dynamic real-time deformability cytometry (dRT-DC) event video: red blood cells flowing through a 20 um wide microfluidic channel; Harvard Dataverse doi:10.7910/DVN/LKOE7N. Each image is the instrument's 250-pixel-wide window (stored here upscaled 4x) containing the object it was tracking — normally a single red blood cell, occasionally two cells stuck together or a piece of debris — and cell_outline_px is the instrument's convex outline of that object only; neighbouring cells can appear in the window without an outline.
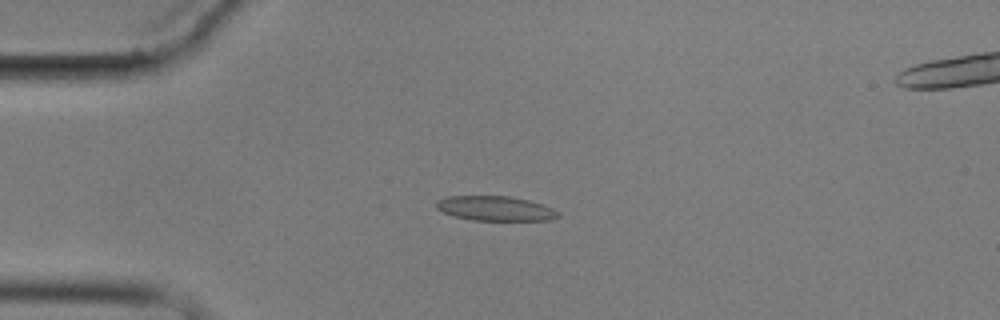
{"species": "common noctule bat (a hibernating species)", "species_latin": "Nyctalus noctula", "temperature_condition": "cold", "stored_images_in_passage": 7, "camera_frame_rate_fps": 3000, "um_per_image_px": 0.085, "animal": {"sex": "male", "body_mass_g": 17.9}, "frame": {"image": 1, "passage_image": 2, "time_ms": 2.0, "image_size_px": [1000, 320], "cell_outline_px": [[560, 216], [548, 220], [472, 220], [452, 216], [436, 208], [436, 200], [444, 196], [508, 196], [528, 200], [552, 208], [560, 212]], "centroid_in_image_um": [42.06, 17.71], "position_along_channel_um": 42.9, "area_um2": 17.51}}
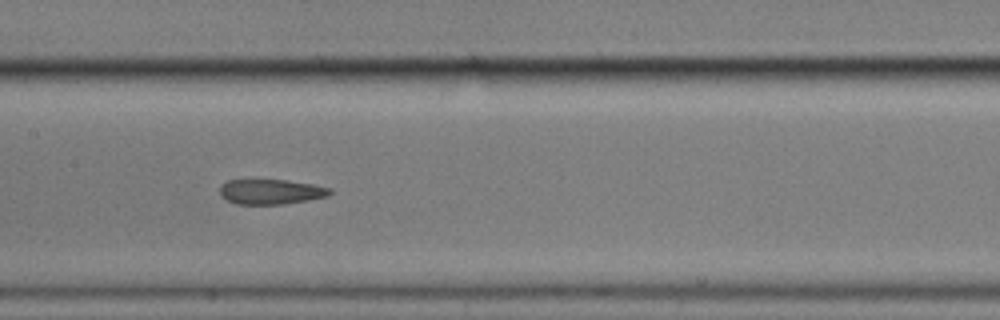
{"frame": {"image": 2, "passage_image": 6, "time_ms": 6.667, "image_size_px": [1000, 320], "cell_outline_px": [[332, 192], [328, 196], [308, 200], [284, 204], [236, 204], [220, 196], [220, 184], [228, 180], [284, 180], [312, 184], [332, 188]], "centroid_in_image_um": [23.02, 16.3], "position_along_channel_um": 184.4, "area_um2": 16.07}}
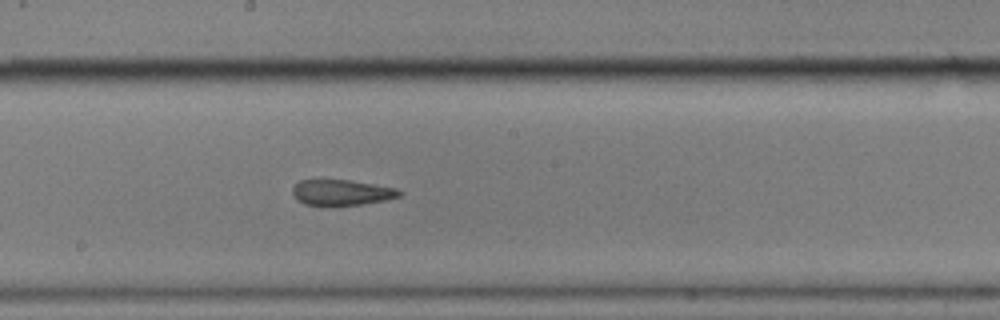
{"frame": {"image": 3, "passage_image": 7, "time_ms": 7.667, "image_size_px": [1000, 320], "cell_outline_px": [[404, 192], [400, 196], [384, 200], [360, 204], [328, 208], [304, 204], [296, 200], [292, 192], [292, 188], [300, 180], [352, 180], [396, 188]], "centroid_in_image_um": [29.0, 16.39], "position_along_channel_um": 219.2, "area_um2": 16.47}}